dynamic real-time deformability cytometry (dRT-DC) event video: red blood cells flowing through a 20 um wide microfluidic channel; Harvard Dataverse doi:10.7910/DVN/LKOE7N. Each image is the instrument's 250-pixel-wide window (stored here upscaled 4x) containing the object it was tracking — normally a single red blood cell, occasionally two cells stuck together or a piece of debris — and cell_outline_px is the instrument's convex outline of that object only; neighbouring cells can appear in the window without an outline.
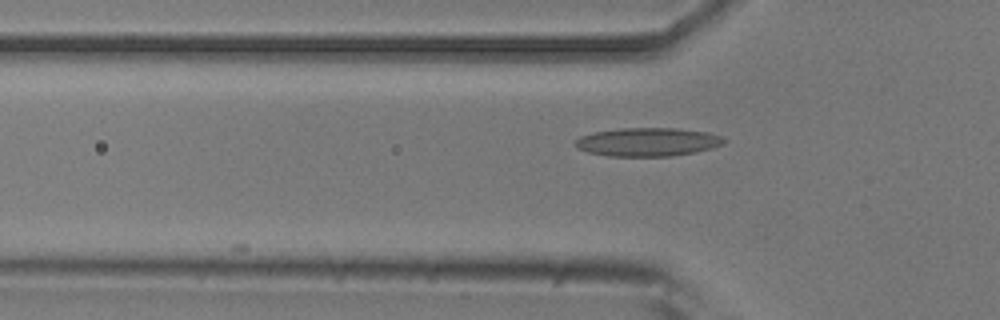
{"species": "common noctule bat (a hibernating species)", "species_latin": "Nyctalus noctula", "temperature_condition": "room temperature", "stored_images_in_passage": 4, "camera_frame_rate_fps": 3000, "um_per_image_px": 0.085, "animal": {"sex": "male", "body_mass_g": 20.5, "forearm_length_mm": 52.5}, "frame": {"image": 1, "passage_image": 4, "time_ms": 3.667, "image_size_px": [1000, 320], "cell_outline_px": [[728, 140], [724, 144], [712, 148], [696, 152], [672, 156], [608, 156], [588, 152], [576, 148], [572, 144], [580, 136], [592, 132], [620, 128], [676, 128], [708, 132], [720, 136]], "centroid_in_image_um": [55.04, 12.06], "position_along_channel_um": 70.8, "area_um2": 24.97}}